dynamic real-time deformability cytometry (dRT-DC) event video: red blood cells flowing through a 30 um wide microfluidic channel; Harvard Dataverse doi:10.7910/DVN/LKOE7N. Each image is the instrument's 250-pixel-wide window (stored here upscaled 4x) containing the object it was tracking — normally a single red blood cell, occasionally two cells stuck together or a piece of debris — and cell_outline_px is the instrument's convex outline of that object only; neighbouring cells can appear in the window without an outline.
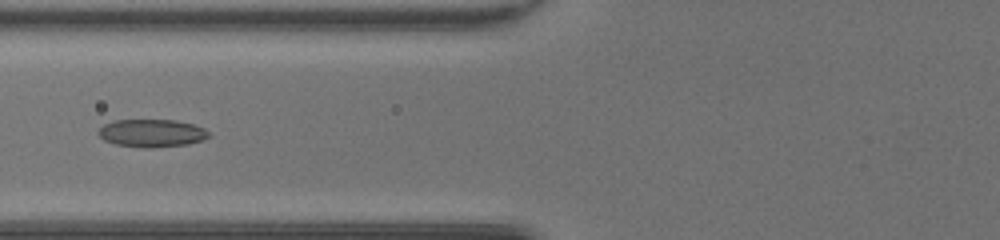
{"species": "common noctule bat (a hibernating species)", "species_latin": "Nyctalus noctula", "temperature_condition": "room temperature", "stored_images_in_passage": 35, "camera_frame_rate_fps": 3000, "um_per_image_px": 0.085, "animal": {"sex": "female", "body_mass_g": 20.0, "forearm_length_mm": 54.0}, "frame": {"image": 1, "passage_image": 7, "time_ms": 2.0, "image_size_px": [1000, 240], "cell_outline_px": [[208, 136], [200, 140], [188, 144], [156, 148], [144, 148], [116, 144], [104, 140], [96, 132], [104, 124], [116, 120], [176, 120], [192, 124], [204, 128], [208, 132]], "centroid_in_image_um": [12.87, 11.32], "position_along_channel_um": 112.9, "area_um2": 17.8}}
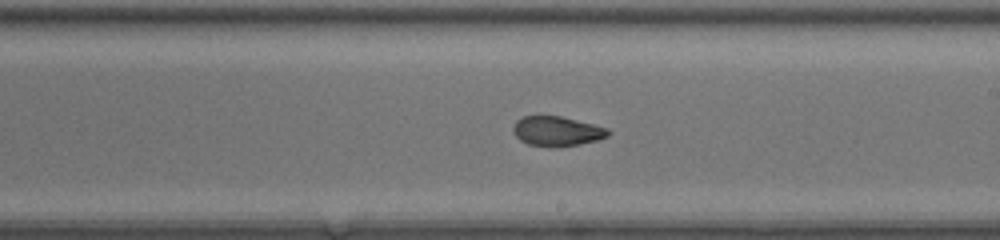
{"frame": {"image": 2, "passage_image": 16, "time_ms": 5.0, "image_size_px": [1000, 240], "cell_outline_px": [[612, 132], [608, 136], [596, 140], [580, 144], [556, 148], [548, 148], [528, 144], [520, 140], [512, 132], [512, 128], [516, 120], [524, 116], [560, 116], [608, 128]], "centroid_in_image_um": [47.32, 11.17], "position_along_channel_um": 241.7, "area_um2": 16.65}}
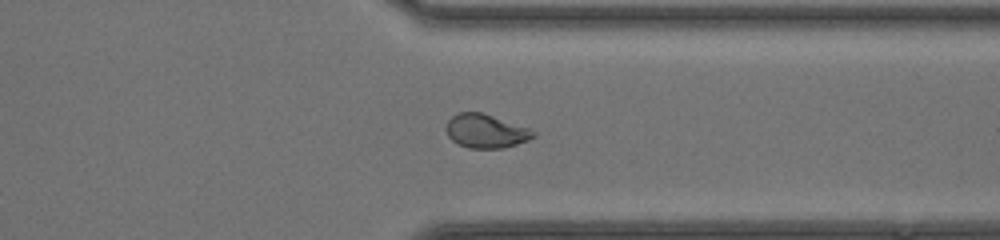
{"frame": {"image": 3, "passage_image": 25, "time_ms": 8.0, "image_size_px": [1000, 240], "cell_outline_px": [[536, 136], [528, 140], [504, 148], [468, 148], [456, 144], [448, 136], [444, 128], [448, 120], [452, 116], [460, 112], [480, 112], [528, 128], [536, 132]], "centroid_in_image_um": [41.25, 11.16], "position_along_channel_um": 370.1, "area_um2": 17.11}, "authors_computed_cell_mechanics": {"area_um2": 16.9354, "velocity_mm_per_s": 4.2878, "shape_relaxation_time_tau1_ms": null, "shape_relaxation_time_tau2_ms": 1.1093, "deformation_change_tau1": null, "deformation_change_tau2": 0.0621}}